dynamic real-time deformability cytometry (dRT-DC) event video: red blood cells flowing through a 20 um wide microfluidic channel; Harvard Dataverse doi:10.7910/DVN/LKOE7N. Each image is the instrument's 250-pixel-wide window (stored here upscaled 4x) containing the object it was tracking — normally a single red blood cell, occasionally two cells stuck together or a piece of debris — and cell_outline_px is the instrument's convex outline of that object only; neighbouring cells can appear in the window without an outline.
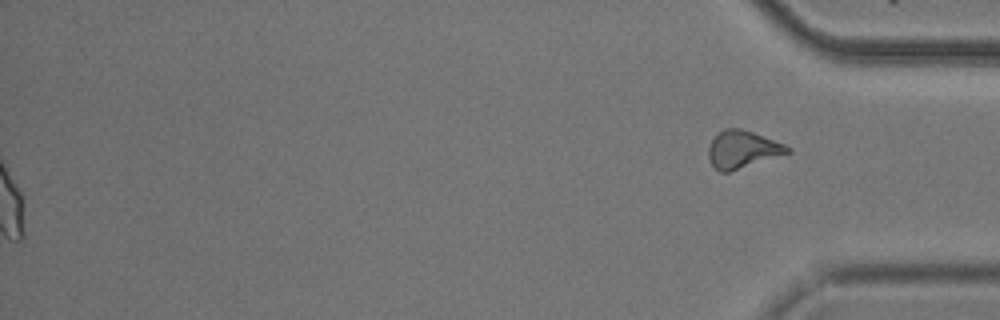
{"species": "common noctule bat (a hibernating species)", "species_latin": "Nyctalus noctula", "temperature_condition": "cold", "stored_images_in_passage": 50, "segment_of_instrument_passage": [2, 2], "camera_frame_rate_fps": 3000, "um_per_image_px": 0.085, "animal": {"sex": "male", "body_mass_g": 20.5, "forearm_length_mm": 52.5}, "frame": {"image": 1, "passage_image": 50, "time_ms": 16.333, "image_size_px": [1000, 320], "cell_outline_px": [[792, 152], [728, 172], [720, 172], [712, 168], [708, 156], [708, 144], [724, 128], [740, 128], [752, 132], [784, 144], [792, 148]], "centroid_in_image_um": [63.09, 12.71], "position_along_channel_um": 372.1, "area_um2": 17.22}}